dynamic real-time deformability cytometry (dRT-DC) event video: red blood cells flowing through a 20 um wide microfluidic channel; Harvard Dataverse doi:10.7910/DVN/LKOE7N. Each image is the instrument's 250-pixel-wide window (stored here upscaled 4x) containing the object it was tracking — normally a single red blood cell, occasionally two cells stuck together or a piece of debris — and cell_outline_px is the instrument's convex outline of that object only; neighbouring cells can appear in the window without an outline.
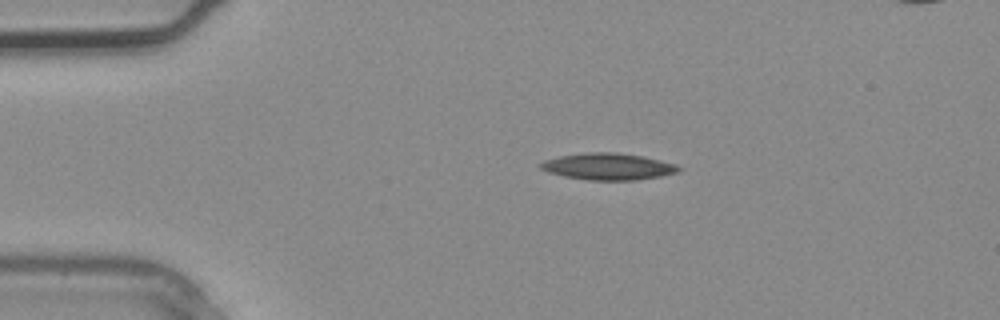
{"species": "common noctule bat (a hibernating species)", "species_latin": "Nyctalus noctula", "temperature_condition": "warm", "stored_images_in_passage": 3, "camera_frame_rate_fps": 3000, "um_per_image_px": 0.085, "animal": {"sex": "male", "body_mass_g": 20.4}, "frame": {"image": 1, "passage_image": 1, "time_ms": 0.0, "image_size_px": [1000, 320], "cell_outline_px": [[680, 172], [660, 176], [636, 180], [588, 180], [564, 176], [548, 172], [540, 168], [536, 164], [544, 160], [560, 156], [584, 152], [616, 152], [644, 156], [676, 164], [680, 168]], "centroid_in_image_um": [51.67, 14.15], "position_along_channel_um": 33.3, "area_um2": 21.62}}